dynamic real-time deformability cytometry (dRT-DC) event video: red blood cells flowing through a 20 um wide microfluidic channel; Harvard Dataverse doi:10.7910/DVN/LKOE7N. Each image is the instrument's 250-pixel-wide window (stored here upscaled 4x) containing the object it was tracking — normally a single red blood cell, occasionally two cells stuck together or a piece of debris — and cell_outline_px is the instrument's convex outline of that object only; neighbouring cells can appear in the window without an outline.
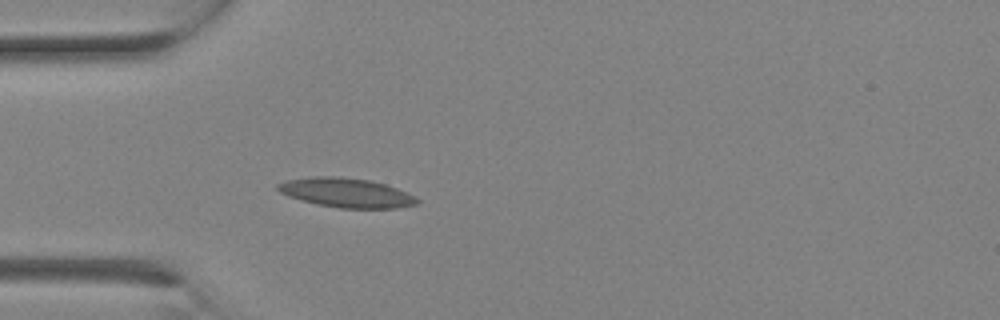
{"species": "Egyptian fruit bat (a non-hibernating species)", "species_latin": "Rousettus aegyptiacus", "temperature_condition": "room temperature", "stored_images_in_passage": 3, "camera_frame_rate_fps": 3000, "um_per_image_px": 0.085, "animal": {"sex": "female"}, "frame": {"image": 1, "passage_image": 3, "time_ms": 0.667, "image_size_px": [1000, 320], "cell_outline_px": [[420, 204], [396, 208], [340, 208], [316, 204], [300, 200], [288, 196], [280, 192], [276, 188], [276, 184], [284, 180], [308, 176], [340, 176], [368, 180], [384, 184], [408, 192], [416, 196], [420, 200]], "centroid_in_image_um": [29.42, 16.38], "position_along_channel_um": 55.6, "area_um2": 24.16}}